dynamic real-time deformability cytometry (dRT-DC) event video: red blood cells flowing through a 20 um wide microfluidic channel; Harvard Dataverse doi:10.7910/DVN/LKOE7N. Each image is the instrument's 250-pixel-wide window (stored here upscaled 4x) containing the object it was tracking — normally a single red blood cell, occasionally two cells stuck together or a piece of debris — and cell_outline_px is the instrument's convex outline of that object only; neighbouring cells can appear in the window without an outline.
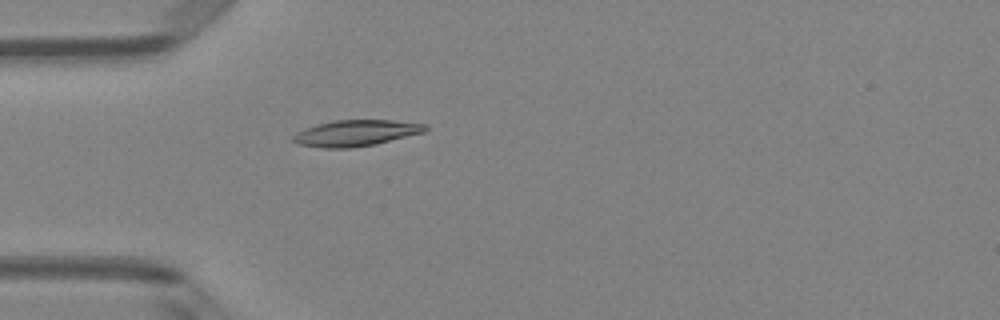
{"species": "Egyptian fruit bat (a non-hibernating species)", "species_latin": "Rousettus aegyptiacus", "temperature_condition": "room temperature", "stored_images_in_passage": 5, "camera_frame_rate_fps": 3000, "um_per_image_px": 0.085, "animal": {"sex": "female"}, "frame": {"image": 1, "passage_image": 5, "time_ms": 1.333, "image_size_px": [1000, 320], "cell_outline_px": [[428, 128], [424, 132], [376, 144], [348, 148], [324, 148], [296, 144], [292, 140], [292, 136], [296, 132], [304, 128], [316, 124], [336, 120], [392, 120], [424, 124]], "centroid_in_image_um": [30.19, 11.31], "position_along_channel_um": 54.8, "area_um2": 20.11}}